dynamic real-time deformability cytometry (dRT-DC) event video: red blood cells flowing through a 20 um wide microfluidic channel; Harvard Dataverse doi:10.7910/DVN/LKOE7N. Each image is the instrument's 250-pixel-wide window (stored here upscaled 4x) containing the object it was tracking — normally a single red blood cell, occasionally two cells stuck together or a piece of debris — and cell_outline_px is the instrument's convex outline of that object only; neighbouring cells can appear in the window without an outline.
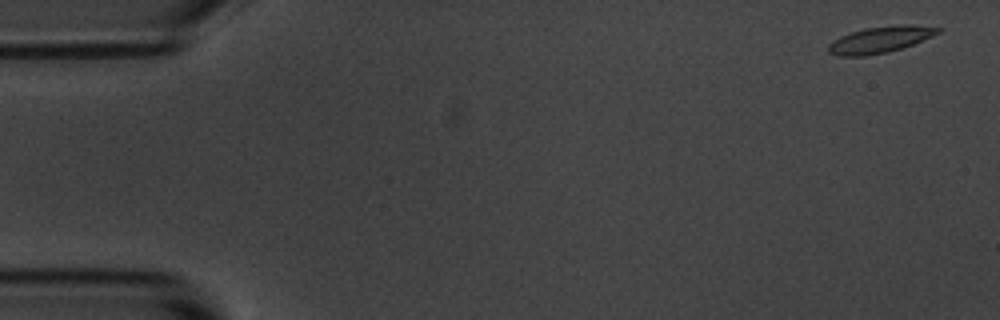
{"species": "common noctule bat (a hibernating species)", "species_latin": "Nyctalus noctula", "temperature_condition": "room temperature", "stored_images_in_passage": 5, "camera_frame_rate_fps": 3000, "um_per_image_px": 0.085, "animal": {"sex": "male", "body_mass_g": 20.1, "forearm_length_mm": 53.5}, "frame": {"image": 1, "passage_image": 1, "time_ms": 0.0, "image_size_px": [1000, 320], "cell_outline_px": [[944, 28], [940, 32], [932, 36], [912, 44], [888, 52], [864, 56], [840, 56], [828, 52], [828, 44], [832, 40], [840, 36], [864, 28], [900, 24], [912, 24]], "centroid_in_image_um": [74.81, 3.35], "position_along_channel_um": 10.2, "area_um2": 16.88}}
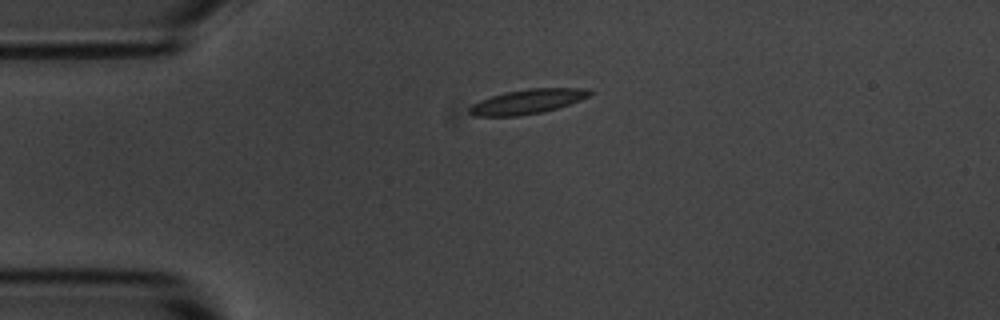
{"frame": {"image": 2, "passage_image": 4, "time_ms": 3.667, "image_size_px": [1000, 320], "cell_outline_px": [[596, 92], [580, 100], [544, 112], [516, 116], [472, 116], [468, 112], [468, 108], [472, 104], [480, 100], [504, 92], [528, 88], [588, 88]], "centroid_in_image_um": [44.83, 8.63], "position_along_channel_um": 40.2, "area_um2": 17.34}}